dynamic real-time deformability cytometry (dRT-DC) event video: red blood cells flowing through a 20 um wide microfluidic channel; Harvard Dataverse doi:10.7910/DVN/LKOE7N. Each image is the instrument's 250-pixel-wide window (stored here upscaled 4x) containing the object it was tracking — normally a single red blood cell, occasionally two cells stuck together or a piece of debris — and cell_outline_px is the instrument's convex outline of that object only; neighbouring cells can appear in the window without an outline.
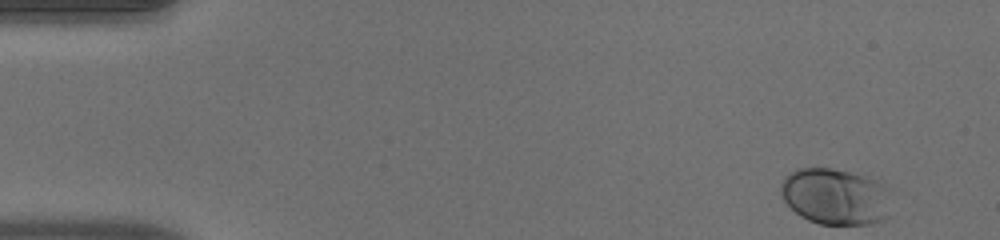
{"species": "human", "species_latin": "Homo sapiens", "temperature_condition": "warm", "stored_images_in_passage": 49, "camera_frame_rate_fps": 3000, "um_per_image_px": 0.085, "donor": {"sex": "male"}, "frame": {"image": 1, "passage_image": 1, "time_ms": 0.0, "image_size_px": [1000, 240], "cell_outline_px": [[884, 216], [880, 220], [872, 224], [820, 224], [808, 220], [800, 216], [784, 200], [780, 192], [780, 184], [784, 176], [788, 172], [796, 168], [832, 168], [880, 176], [884, 184]], "centroid_in_image_um": [70.92, 16.64], "position_along_channel_um": 14.1, "area_um2": 36.24}}
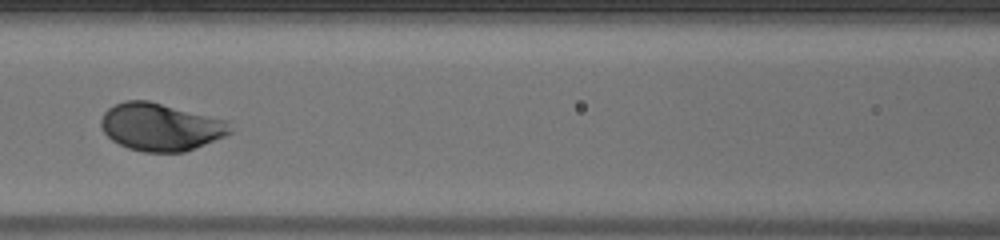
{"frame": {"image": 2, "passage_image": 21, "time_ms": 6.667, "image_size_px": [1000, 240], "cell_outline_px": [[232, 132], [224, 136], [184, 152], [144, 152], [128, 148], [112, 140], [104, 132], [100, 124], [100, 120], [104, 112], [108, 108], [124, 100], [148, 100], [228, 120]], "centroid_in_image_um": [13.64, 10.78], "position_along_channel_um": 153.0, "area_um2": 35.72}}
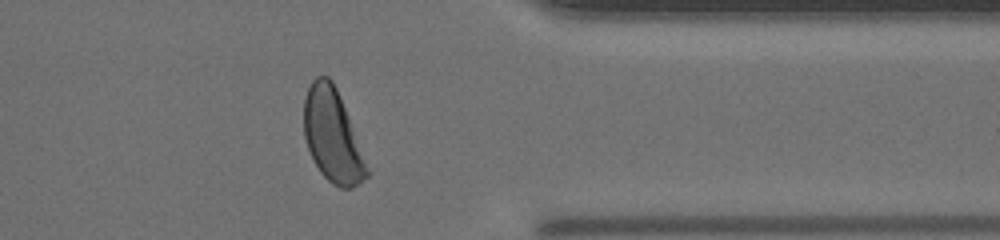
{"frame": {"image": 3, "passage_image": 39, "time_ms": 12.667, "image_size_px": [1000, 240], "cell_outline_px": [[372, 172], [360, 184], [352, 188], [340, 188], [332, 184], [320, 172], [308, 148], [304, 136], [304, 100], [308, 88], [312, 80], [316, 76], [328, 76], [332, 80], [336, 88]], "centroid_in_image_um": [28.29, 11.57], "position_along_channel_um": 383.1, "area_um2": 34.16}, "authors_computed_cell_mechanics": {"area_um2": 35.258, "velocity_mm_per_s": 4.0105, "shape_relaxation_time_tau1_ms": 1.6456, "shape_relaxation_time_tau2_ms": null, "deformation_change_tau1": 0.1394, "deformation_change_tau2": null}}